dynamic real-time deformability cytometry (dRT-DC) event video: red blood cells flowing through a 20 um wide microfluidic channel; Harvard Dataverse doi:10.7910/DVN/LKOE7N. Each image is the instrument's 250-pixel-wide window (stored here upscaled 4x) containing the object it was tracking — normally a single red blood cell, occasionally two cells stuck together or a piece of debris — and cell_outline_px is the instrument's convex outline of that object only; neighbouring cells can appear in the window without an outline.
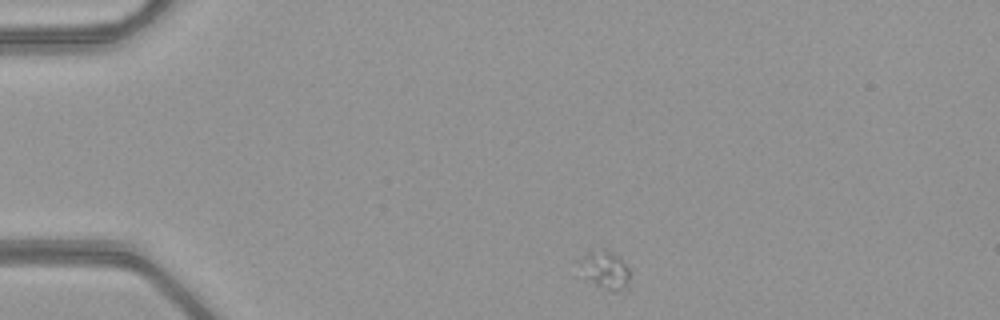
{"species": "common noctule bat (a hibernating species)", "species_latin": "Nyctalus noctula", "temperature_condition": "warm", "stored_images_in_passage": 43, "camera_frame_rate_fps": 3000, "um_per_image_px": 0.085, "animal": {"sex": "female", "body_mass_g": 21.9}, "frame": {"image": 1, "passage_image": 1, "time_ms": 0.0, "image_size_px": [1000, 320], "cell_outline_px": [[628, 292], [612, 292], [596, 284], [588, 276], [576, 260], [580, 256], [588, 252], [604, 248], [620, 256], [628, 268]], "centroid_in_image_um": [51.49, 22.93], "position_along_channel_um": 33.5, "area_um2": 11.16}}
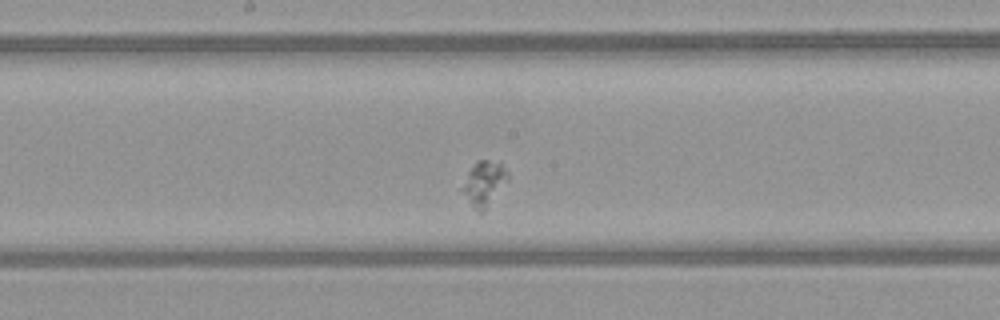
{"frame": {"image": 2, "passage_image": 19, "time_ms": 6.0, "image_size_px": [1000, 320], "cell_outline_px": [[508, 180], [484, 212], [480, 212], [472, 204], [460, 188], [468, 172], [480, 160], [500, 160], [508, 172]], "centroid_in_image_um": [41.19, 15.55], "position_along_channel_um": 207.0, "area_um2": 11.62}}
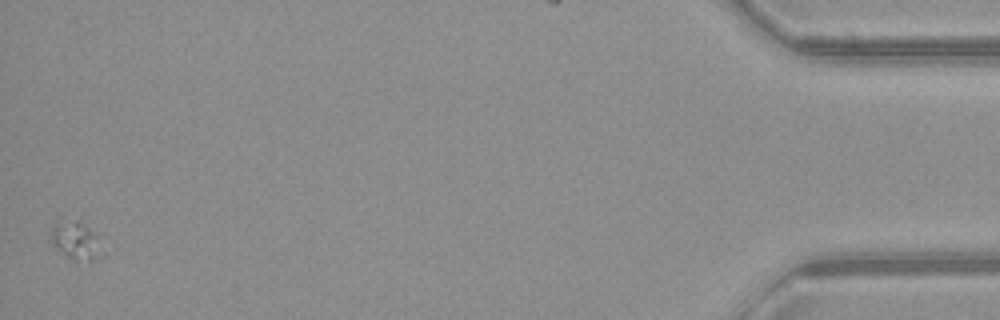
{"frame": {"image": 3, "passage_image": 43, "time_ms": 14.0, "image_size_px": [1000, 320], "cell_outline_px": [[104, 256], [96, 260], [72, 260], [52, 244], [52, 228], [56, 224], [80, 216], [96, 236], [104, 252]], "centroid_in_image_um": [6.52, 20.43], "position_along_channel_um": 428.7, "area_um2": 11.5}}